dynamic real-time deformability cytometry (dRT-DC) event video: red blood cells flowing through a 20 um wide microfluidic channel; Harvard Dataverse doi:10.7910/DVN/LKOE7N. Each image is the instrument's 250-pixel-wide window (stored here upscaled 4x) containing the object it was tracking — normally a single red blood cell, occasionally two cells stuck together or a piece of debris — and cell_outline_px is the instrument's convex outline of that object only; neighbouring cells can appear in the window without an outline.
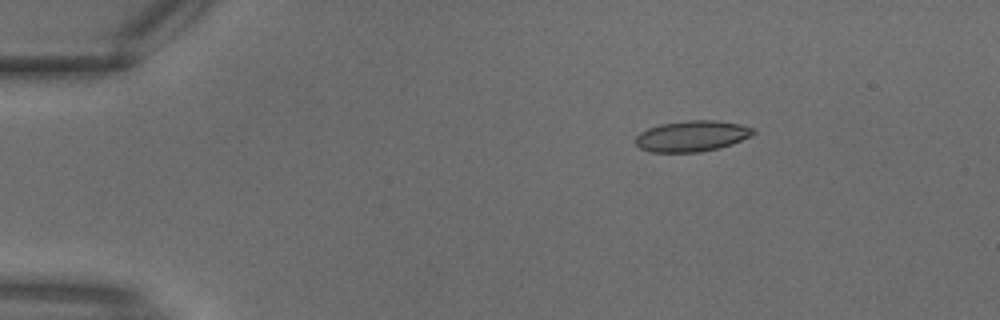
{"species": "common noctule bat (a hibernating species)", "species_latin": "Nyctalus noctula", "temperature_condition": "warm", "stored_images_in_passage": 2, "camera_frame_rate_fps": 3000, "um_per_image_px": 0.085, "animal": {"sex": "male", "body_mass_g": 18.8}, "frame": {"image": 1, "passage_image": 1, "time_ms": 0.0, "image_size_px": [1000, 320], "cell_outline_px": [[756, 132], [752, 136], [732, 144], [720, 148], [700, 152], [652, 152], [640, 148], [636, 144], [636, 136], [640, 132], [648, 128], [660, 124], [688, 120], [712, 120], [740, 124], [756, 128]], "centroid_in_image_um": [58.85, 11.56], "position_along_channel_um": 26.1, "area_um2": 21.33}}